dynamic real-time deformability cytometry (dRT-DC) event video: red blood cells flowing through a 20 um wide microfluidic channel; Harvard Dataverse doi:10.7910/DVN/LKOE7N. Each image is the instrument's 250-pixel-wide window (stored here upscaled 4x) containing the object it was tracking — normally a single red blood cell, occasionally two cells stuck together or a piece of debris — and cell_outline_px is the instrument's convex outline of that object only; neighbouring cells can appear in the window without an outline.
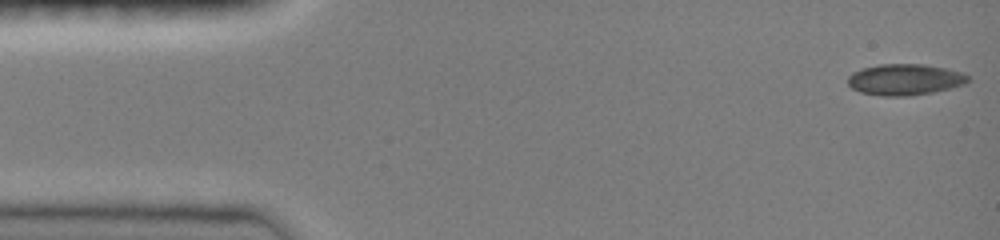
{"species": "common noctule bat (a hibernating species)", "species_latin": "Nyctalus noctula", "temperature_condition": "room temperature", "stored_images_in_passage": 46, "camera_frame_rate_fps": 3000, "um_per_image_px": 0.085, "animal": {"sex": "female", "body_mass_g": 19.0, "forearm_length_mm": 51.5}, "frame": {"image": 1, "passage_image": 1, "time_ms": 0.0, "image_size_px": [1000, 240], "cell_outline_px": [[968, 80], [964, 84], [932, 92], [908, 96], [884, 96], [860, 92], [852, 88], [848, 84], [848, 76], [852, 72], [860, 68], [880, 64], [924, 64], [964, 72], [968, 76]], "centroid_in_image_um": [76.87, 6.75], "position_along_channel_um": 8.1, "area_um2": 21.79}}
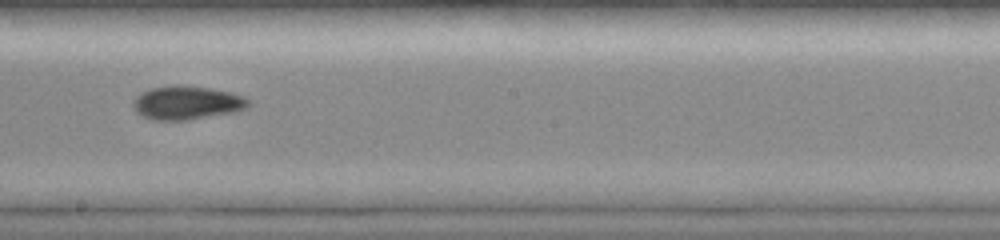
{"frame": {"image": 2, "passage_image": 26, "time_ms": 8.333, "image_size_px": [1000, 240], "cell_outline_px": [[252, 104], [248, 108], [236, 112], [188, 120], [152, 120], [136, 112], [132, 104], [132, 100], [140, 92], [152, 88], [172, 84], [180, 84], [208, 88], [232, 92], [244, 96]], "centroid_in_image_um": [15.9, 8.73], "position_along_channel_um": 232.3, "area_um2": 23.0}}
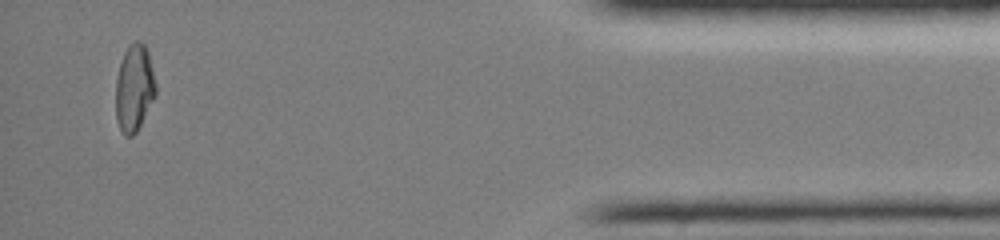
{"frame": {"image": 3, "passage_image": 44, "time_ms": 14.333, "image_size_px": [1000, 240], "cell_outline_px": [[156, 96], [136, 132], [132, 136], [124, 136], [116, 120], [116, 80], [120, 64], [124, 52], [128, 44], [136, 40], [140, 40], [144, 44], [148, 52], [156, 84]], "centroid_in_image_um": [11.41, 7.47], "position_along_channel_um": 423.8, "area_um2": 20.35}, "authors_computed_cell_mechanics": {"area_um2": 21.2704, "velocity_mm_per_s": 4.0852, "shape_relaxation_time_tau1_ms": 8.7169, "shape_relaxation_time_tau2_ms": 3.216, "deformation_change_tau1": 0.2145, "deformation_change_tau2": 0.0447}}